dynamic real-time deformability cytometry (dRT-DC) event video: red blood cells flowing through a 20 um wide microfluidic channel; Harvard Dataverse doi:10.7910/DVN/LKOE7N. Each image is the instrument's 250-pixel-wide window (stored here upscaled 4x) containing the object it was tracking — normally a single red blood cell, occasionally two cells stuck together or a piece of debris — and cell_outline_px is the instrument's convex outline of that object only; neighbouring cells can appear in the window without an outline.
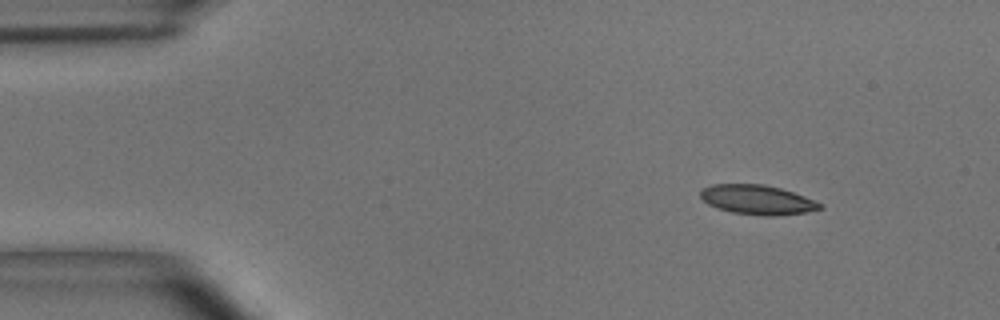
{"species": "common noctule bat (a hibernating species)", "species_latin": "Nyctalus noctula", "temperature_condition": "room temperature", "stored_images_in_passage": 3, "camera_frame_rate_fps": 3000, "um_per_image_px": 0.085, "animal": {"sex": "male", "body_mass_g": 15.6}, "frame": {"image": 1, "passage_image": 1, "time_ms": 0.0, "image_size_px": [1000, 320], "cell_outline_px": [[824, 208], [808, 212], [776, 216], [764, 216], [732, 212], [716, 208], [708, 204], [700, 196], [700, 188], [712, 184], [764, 184], [780, 188], [804, 196], [820, 204]], "centroid_in_image_um": [64.34, 16.98], "position_along_channel_um": 20.7, "area_um2": 20.58}}